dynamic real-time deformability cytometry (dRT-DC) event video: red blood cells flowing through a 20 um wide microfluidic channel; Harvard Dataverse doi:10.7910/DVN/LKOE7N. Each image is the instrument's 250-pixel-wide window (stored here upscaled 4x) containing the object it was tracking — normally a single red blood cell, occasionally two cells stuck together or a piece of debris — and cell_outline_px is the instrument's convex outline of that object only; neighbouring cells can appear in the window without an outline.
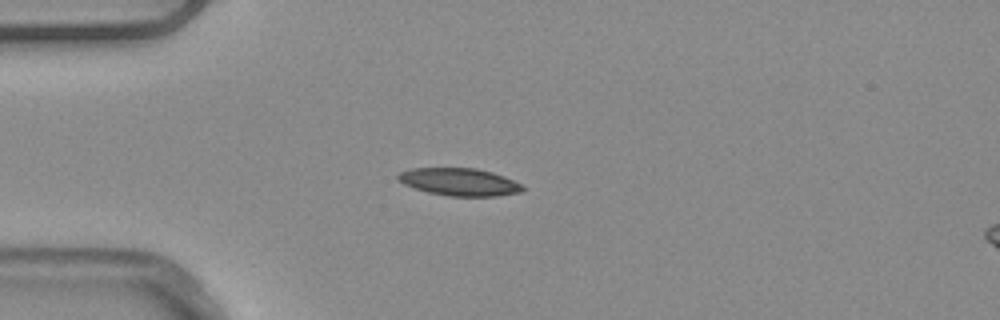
{"species": "common noctule bat (a hibernating species)", "species_latin": "Nyctalus noctula", "temperature_condition": "warm", "stored_images_in_passage": 1, "camera_frame_rate_fps": 3000, "um_per_image_px": 0.085, "animal": {"sex": "male", "body_mass_g": 20.4}, "frame": {"image": 1, "passage_image": 1, "time_ms": 0.0, "image_size_px": [1000, 320], "cell_outline_px": [[524, 188], [520, 192], [496, 196], [448, 196], [428, 192], [404, 184], [396, 180], [396, 176], [400, 172], [408, 168], [476, 168], [492, 172], [504, 176], [520, 184]], "centroid_in_image_um": [39.0, 15.45], "position_along_channel_um": 46.0, "area_um2": 19.94}}